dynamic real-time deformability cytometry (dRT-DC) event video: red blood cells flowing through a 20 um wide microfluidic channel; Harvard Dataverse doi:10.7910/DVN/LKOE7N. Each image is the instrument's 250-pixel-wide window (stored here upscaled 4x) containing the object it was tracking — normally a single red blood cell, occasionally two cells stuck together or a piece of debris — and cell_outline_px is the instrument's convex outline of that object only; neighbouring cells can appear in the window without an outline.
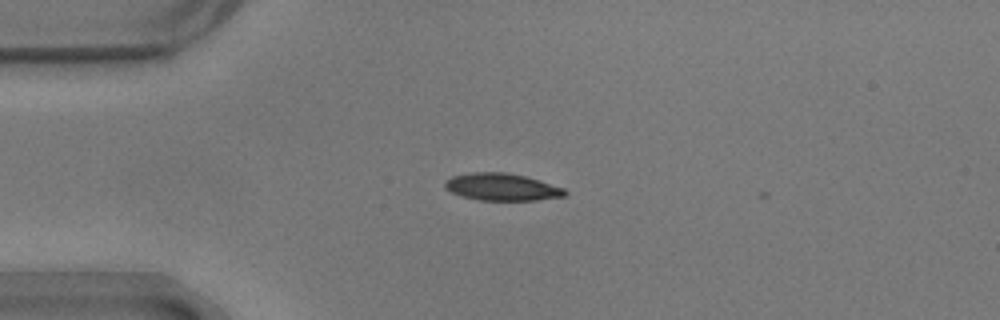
{"species": "common noctule bat (a hibernating species)", "species_latin": "Nyctalus noctula", "temperature_condition": "warm", "stored_images_in_passage": 3, "camera_frame_rate_fps": 3000, "um_per_image_px": 0.085, "animal": {"sex": "male", "body_mass_g": 17.9}, "frame": {"image": 1, "passage_image": 2, "time_ms": 0.333, "image_size_px": [1000, 320], "cell_outline_px": [[568, 196], [536, 200], [480, 200], [460, 196], [444, 188], [444, 180], [452, 176], [472, 172], [504, 172], [524, 176], [540, 180], [564, 188], [568, 192]], "centroid_in_image_um": [42.66, 15.89], "position_along_channel_um": 42.3, "area_um2": 19.19}}